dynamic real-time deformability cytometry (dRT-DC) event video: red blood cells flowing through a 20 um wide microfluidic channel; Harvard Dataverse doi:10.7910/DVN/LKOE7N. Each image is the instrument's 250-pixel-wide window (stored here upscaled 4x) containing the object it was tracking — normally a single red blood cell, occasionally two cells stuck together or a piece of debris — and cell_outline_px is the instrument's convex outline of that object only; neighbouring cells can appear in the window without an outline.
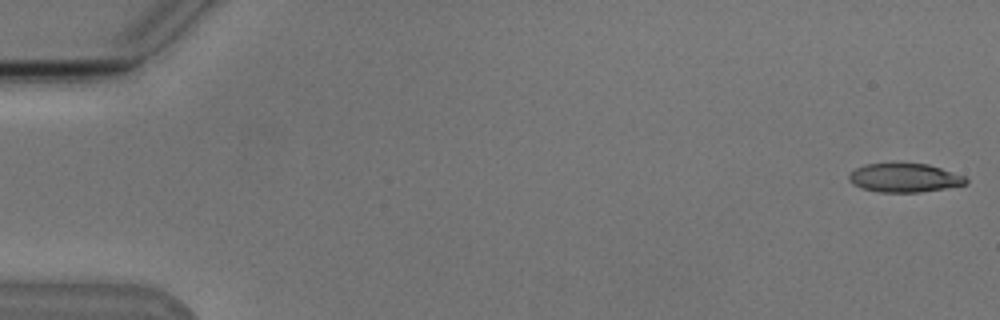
{"species": "Egyptian fruit bat (a non-hibernating species)", "species_latin": "Rousettus aegyptiacus", "temperature_condition": "cold", "stored_images_in_passage": 54, "camera_frame_rate_fps": 3000, "um_per_image_px": 0.085, "animal": {"sex": "male"}, "frame": {"image": 1, "passage_image": 1, "time_ms": 0.0, "image_size_px": [1000, 320], "cell_outline_px": [[968, 184], [920, 192], [880, 192], [860, 188], [852, 184], [848, 180], [848, 176], [856, 168], [864, 164], [928, 164], [964, 176], [968, 180]], "centroid_in_image_um": [76.85, 15.12], "position_along_channel_um": 8.1, "area_um2": 19.42}}
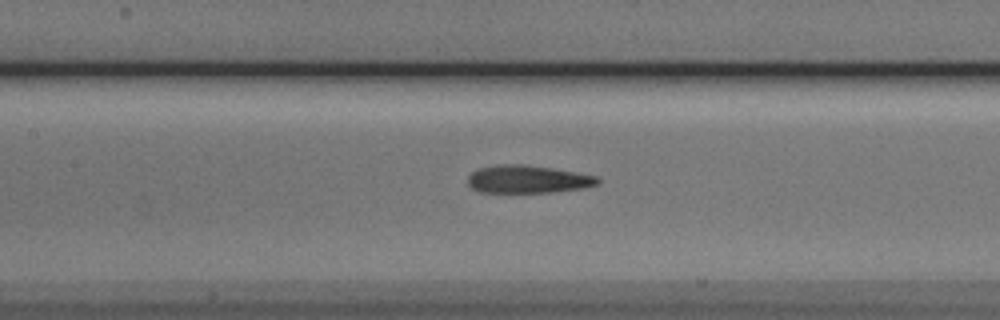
{"frame": {"image": 2, "passage_image": 25, "time_ms": 8.0, "image_size_px": [1000, 320], "cell_outline_px": [[600, 184], [584, 188], [552, 192], [476, 192], [468, 184], [468, 176], [472, 172], [480, 168], [496, 164], [524, 164], [552, 168], [596, 176], [600, 180]], "centroid_in_image_um": [44.85, 15.23], "position_along_channel_um": 162.6, "area_um2": 21.1}}
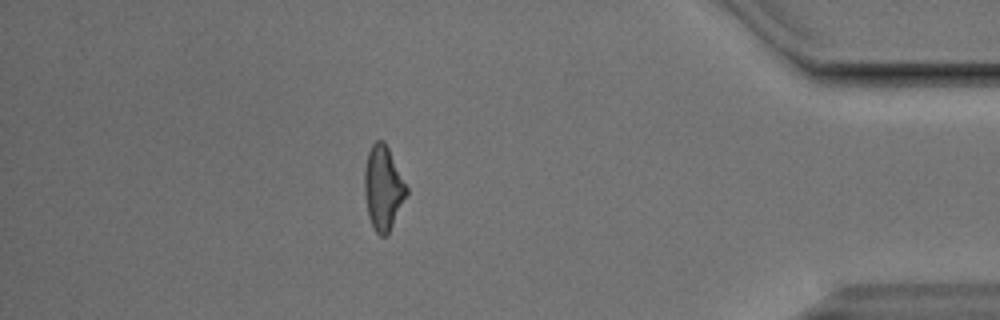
{"frame": {"image": 3, "passage_image": 47, "time_ms": 15.333, "image_size_px": [1000, 320], "cell_outline_px": [[408, 192], [388, 232], [384, 236], [380, 236], [376, 232], [368, 216], [364, 192], [364, 172], [368, 152], [372, 144], [376, 140], [384, 140], [408, 188]], "centroid_in_image_um": [32.55, 15.94], "position_along_channel_um": 402.7, "area_um2": 20.23}, "authors_computed_cell_mechanics": {"area_um2": 21.0392, "velocity_mm_per_s": 3.8281, "shape_relaxation_time_tau1_ms": 4.5105, "shape_relaxation_time_tau2_ms": 1.2125, "deformation_change_tau1": 0.1854, "deformation_change_tau2": 0.1011}}